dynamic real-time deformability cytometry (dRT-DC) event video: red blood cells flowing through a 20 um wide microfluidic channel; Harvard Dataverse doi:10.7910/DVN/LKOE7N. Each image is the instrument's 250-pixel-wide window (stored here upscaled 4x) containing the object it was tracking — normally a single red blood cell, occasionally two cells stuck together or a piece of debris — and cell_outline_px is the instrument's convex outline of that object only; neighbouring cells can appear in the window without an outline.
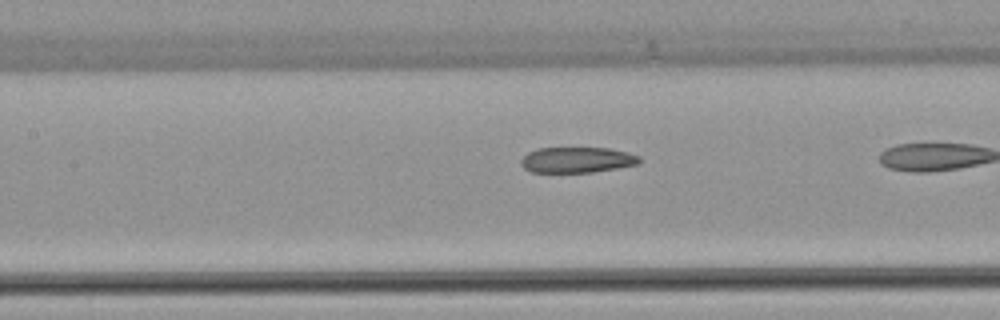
{"species": "common noctule bat (a hibernating species)", "species_latin": "Nyctalus noctula", "temperature_condition": "warm", "stored_images_in_passage": 33, "camera_frame_rate_fps": 3000, "um_per_image_px": 0.085, "animal": {"sex": "female", "body_mass_g": 22.7, "forearm_length_mm": 54.2}, "frame": {"image": 1, "passage_image": 19, "time_ms": 6.0, "image_size_px": [1000, 320], "cell_outline_px": [[640, 164], [592, 172], [532, 172], [524, 168], [520, 164], [520, 160], [528, 152], [536, 148], [608, 148], [628, 152], [640, 156]], "centroid_in_image_um": [49.04, 13.58], "position_along_channel_um": 158.4, "area_um2": 17.74}}